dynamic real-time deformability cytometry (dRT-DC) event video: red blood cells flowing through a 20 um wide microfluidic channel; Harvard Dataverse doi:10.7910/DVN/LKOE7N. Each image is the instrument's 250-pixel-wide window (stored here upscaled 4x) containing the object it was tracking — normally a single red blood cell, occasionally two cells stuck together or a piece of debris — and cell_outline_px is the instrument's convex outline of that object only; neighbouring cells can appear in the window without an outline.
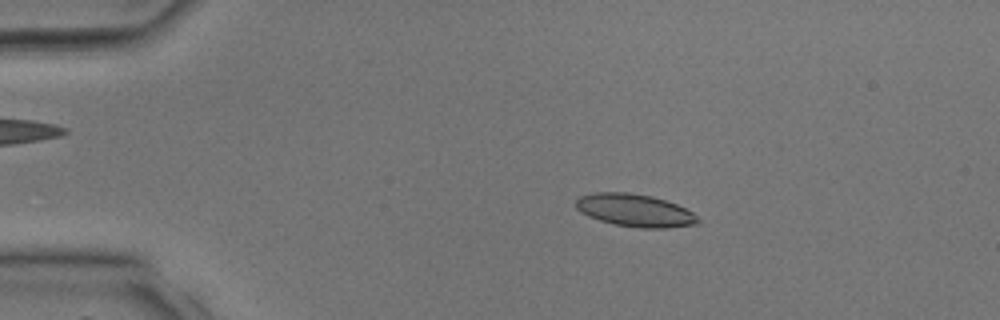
{"species": "common noctule bat (a hibernating species)", "species_latin": "Nyctalus noctula", "temperature_condition": "room temperature", "stored_images_in_passage": 37, "camera_frame_rate_fps": 3000, "um_per_image_px": 0.085, "animal": {"sex": "male", "body_mass_g": 17.9, "forearm_length_mm": 54.2}, "frame": {"image": 1, "passage_image": 6, "time_ms": 1.667, "image_size_px": [1000, 320], "cell_outline_px": [[700, 220], [696, 224], [668, 228], [640, 228], [616, 224], [600, 220], [588, 216], [580, 212], [576, 208], [576, 200], [580, 196], [596, 192], [628, 192], [652, 196], [676, 204], [692, 212]], "centroid_in_image_um": [53.95, 17.88], "position_along_channel_um": 31.0, "area_um2": 23.06}}
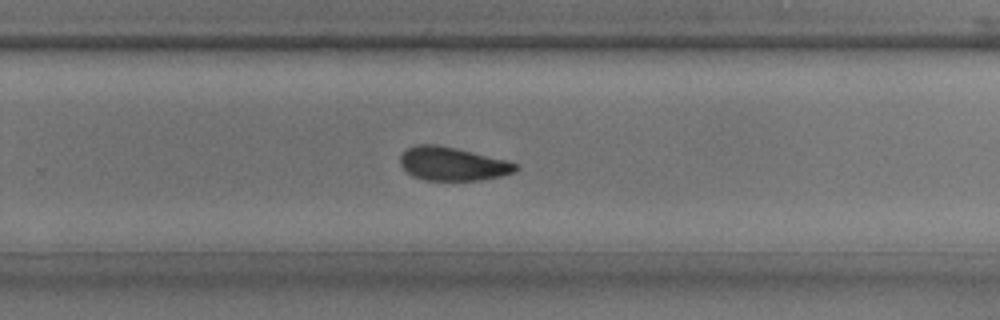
{"frame": {"image": 2, "passage_image": 24, "time_ms": 7.667, "image_size_px": [1000, 320], "cell_outline_px": [[520, 168], [516, 172], [500, 176], [480, 180], [424, 180], [412, 176], [400, 164], [400, 156], [408, 148], [416, 144], [436, 144], [456, 148], [504, 160], [516, 164]], "centroid_in_image_um": [38.45, 13.93], "position_along_channel_um": 291.4, "area_um2": 22.37}}
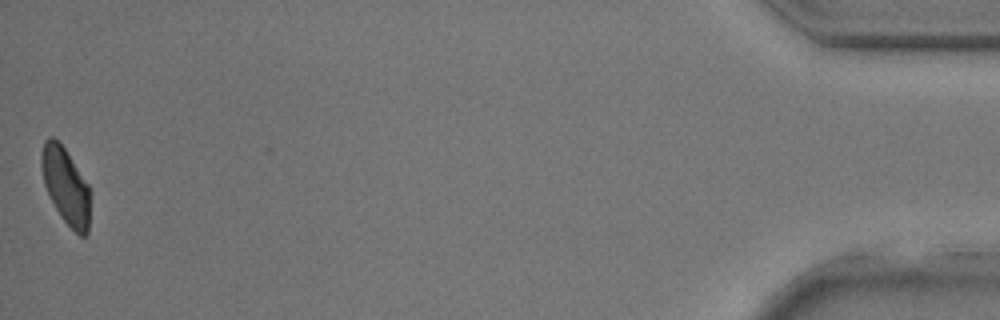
{"frame": {"image": 3, "passage_image": 37, "time_ms": 12.0, "image_size_px": [1000, 320], "cell_outline_px": [[88, 232], [84, 236], [80, 236], [60, 216], [44, 184], [40, 164], [40, 152], [44, 140], [48, 136], [52, 136], [64, 148], [88, 184]], "centroid_in_image_um": [5.54, 15.75], "position_along_channel_um": 429.7, "area_um2": 21.15}}